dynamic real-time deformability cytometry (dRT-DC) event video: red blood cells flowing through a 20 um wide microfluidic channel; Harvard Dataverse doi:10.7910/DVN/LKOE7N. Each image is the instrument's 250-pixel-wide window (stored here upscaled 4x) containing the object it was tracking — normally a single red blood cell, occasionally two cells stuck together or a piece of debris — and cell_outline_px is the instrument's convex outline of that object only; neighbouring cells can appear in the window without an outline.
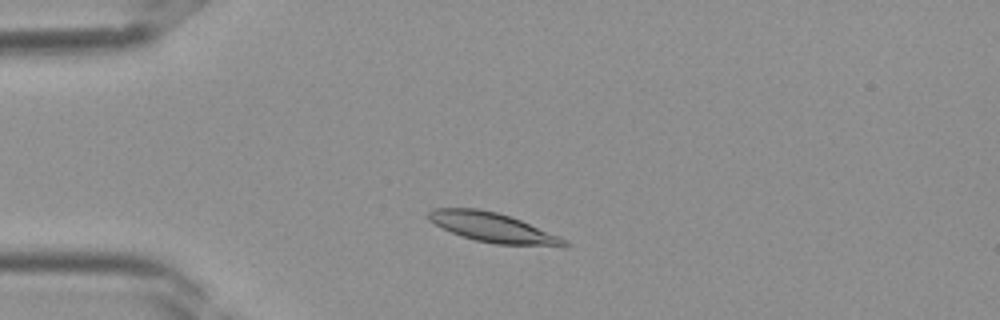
{"species": "Egyptian fruit bat (a non-hibernating species)", "species_latin": "Rousettus aegyptiacus", "temperature_condition": "room temperature", "stored_images_in_passage": 35, "camera_frame_rate_fps": 3000, "um_per_image_px": 0.085, "frame": {"image": 1, "passage_image": 6, "time_ms": 1.667, "image_size_px": [1000, 320], "cell_outline_px": [[568, 244], [496, 244], [476, 240], [452, 232], [428, 220], [428, 212], [432, 208], [476, 208], [496, 212], [520, 220], [560, 236], [568, 240]], "centroid_in_image_um": [41.79, 19.29], "position_along_channel_um": 43.2, "area_um2": 22.37}}
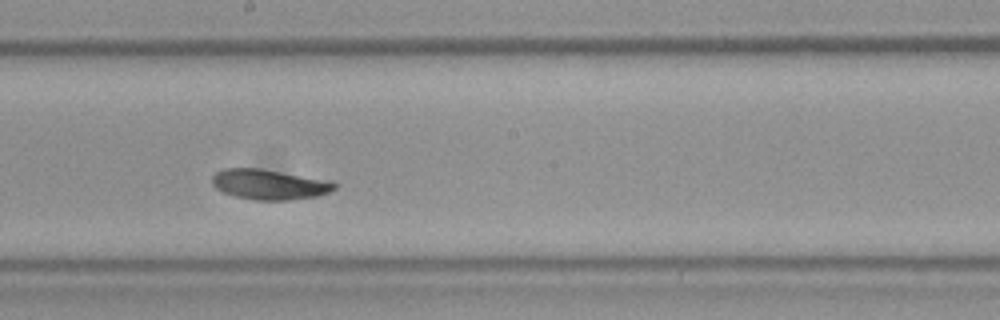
{"frame": {"image": 2, "passage_image": 18, "time_ms": 5.667, "image_size_px": [1000, 320], "cell_outline_px": [[336, 188], [328, 192], [316, 196], [288, 200], [252, 200], [236, 196], [224, 192], [216, 188], [212, 184], [212, 176], [216, 172], [224, 168], [260, 168], [332, 180], [336, 184]], "centroid_in_image_um": [22.9, 15.66], "position_along_channel_um": 225.3, "area_um2": 21.62}}
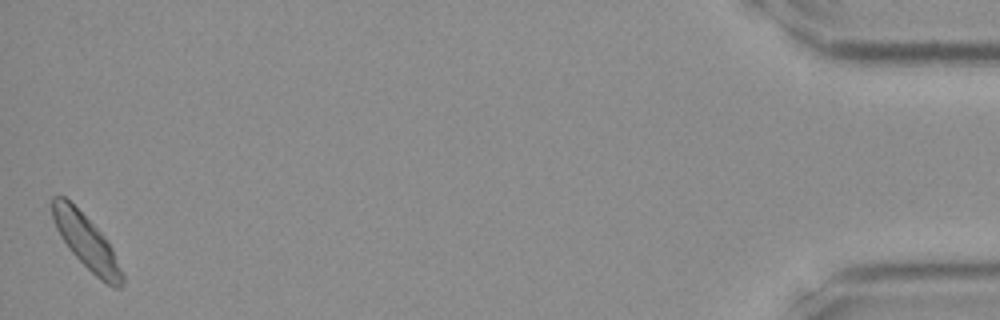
{"frame": {"image": 3, "passage_image": 35, "time_ms": 11.333, "image_size_px": [1000, 320], "cell_outline_px": [[124, 280], [120, 288], [116, 288], [100, 280], [68, 248], [60, 236], [56, 228], [52, 216], [52, 196], [64, 196], [108, 240], [124, 272]], "centroid_in_image_um": [7.37, 20.6], "position_along_channel_um": 427.8, "area_um2": 21.62}}